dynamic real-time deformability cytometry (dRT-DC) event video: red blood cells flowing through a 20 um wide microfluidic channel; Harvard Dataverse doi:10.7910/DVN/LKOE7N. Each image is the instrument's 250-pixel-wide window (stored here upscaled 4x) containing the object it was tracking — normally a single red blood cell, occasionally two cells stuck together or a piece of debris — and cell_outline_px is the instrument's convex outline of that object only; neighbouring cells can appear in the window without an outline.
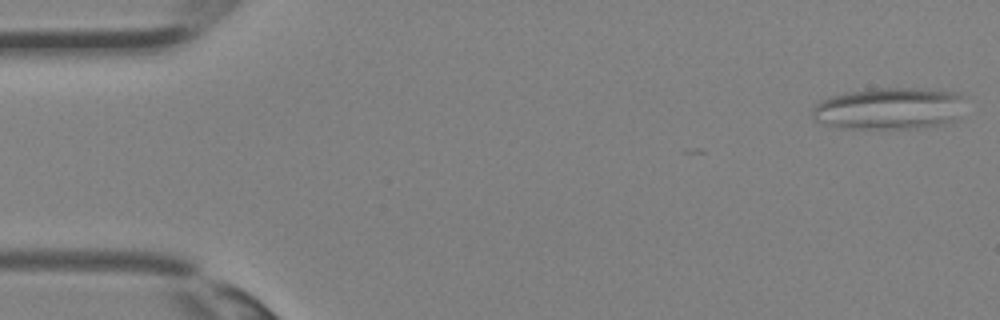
{"species": "Egyptian fruit bat (a non-hibernating species)", "species_latin": "Rousettus aegyptiacus", "temperature_condition": "room temperature", "stored_images_in_passage": 36, "camera_frame_rate_fps": 3000, "um_per_image_px": 0.085, "animal": {"sex": "female"}, "frame": {"image": 1, "passage_image": 1, "time_ms": 0.0, "image_size_px": [1000, 320], "cell_outline_px": [[964, 96], [960, 116], [952, 124], [916, 128], [836, 128], [812, 120], [812, 108], [820, 100], [844, 92], [872, 88], [936, 88], [960, 92]], "centroid_in_image_um": [75.63, 9.21], "position_along_channel_um": 9.4, "area_um2": 38.38}}
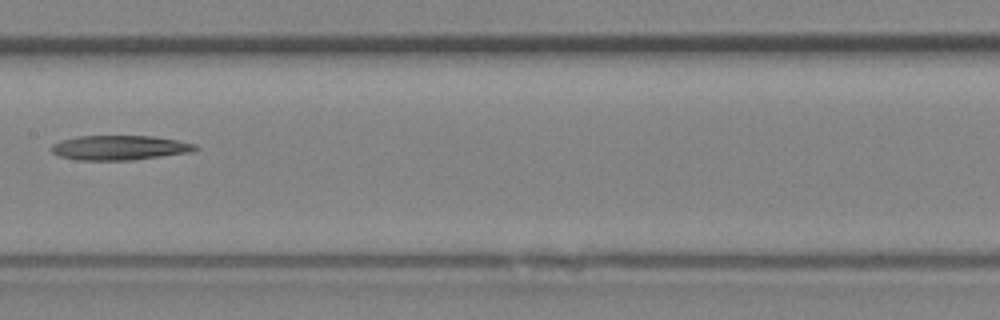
{"frame": {"image": 2, "passage_image": 18, "time_ms": 5.667, "image_size_px": [1000, 320], "cell_outline_px": [[200, 148], [192, 152], [132, 160], [76, 160], [60, 156], [52, 152], [48, 148], [52, 144], [60, 140], [80, 136], [152, 136], [176, 140], [196, 144]], "centroid_in_image_um": [10.15, 12.55], "position_along_channel_um": 197.3, "area_um2": 20.75}}
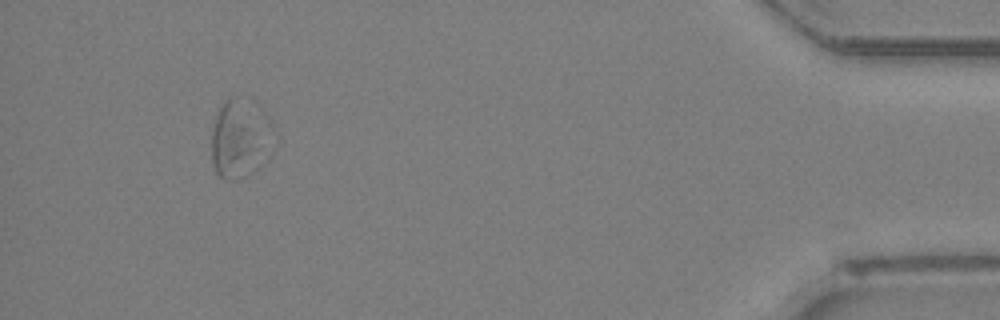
{"frame": {"image": 3, "passage_image": 33, "time_ms": 10.667, "image_size_px": [1000, 320], "cell_outline_px": [[280, 136], [272, 156], [268, 160], [236, 180], [224, 180], [216, 172], [212, 160], [212, 132], [216, 116], [224, 100], [232, 100], [260, 108], [268, 116]], "centroid_in_image_um": [20.53, 11.86], "position_along_channel_um": 414.7, "area_um2": 28.84}}